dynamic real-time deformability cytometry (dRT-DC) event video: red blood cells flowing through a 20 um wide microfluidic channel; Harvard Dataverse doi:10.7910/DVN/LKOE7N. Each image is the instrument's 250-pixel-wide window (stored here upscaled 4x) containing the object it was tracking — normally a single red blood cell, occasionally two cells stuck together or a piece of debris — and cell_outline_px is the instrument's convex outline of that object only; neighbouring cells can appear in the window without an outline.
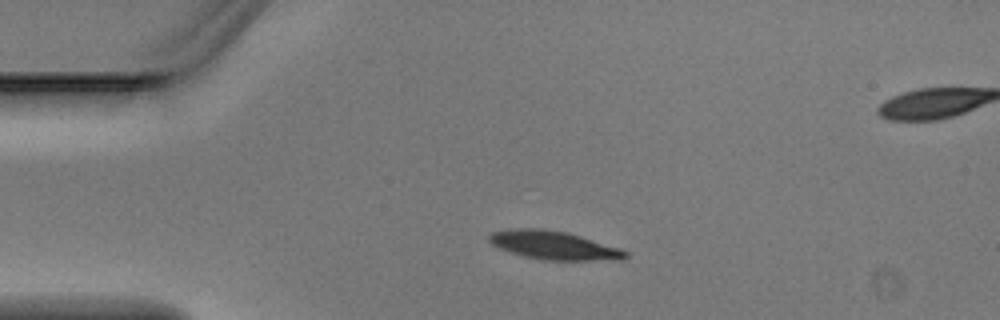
{"species": "Egyptian fruit bat (a non-hibernating species)", "species_latin": "Rousettus aegyptiacus", "temperature_condition": "warm", "stored_images_in_passage": 6, "camera_frame_rate_fps": 3000, "um_per_image_px": 0.085, "animal": {"sex": "male"}, "frame": {"image": 1, "passage_image": 4, "time_ms": 1.0, "image_size_px": [1000, 320], "cell_outline_px": [[628, 256], [624, 260], [540, 260], [524, 256], [500, 248], [492, 244], [488, 240], [488, 236], [492, 232], [516, 228], [540, 228], [568, 232], [620, 248], [628, 252]], "centroid_in_image_um": [47.11, 20.85], "position_along_channel_um": 37.9, "area_um2": 22.66}}
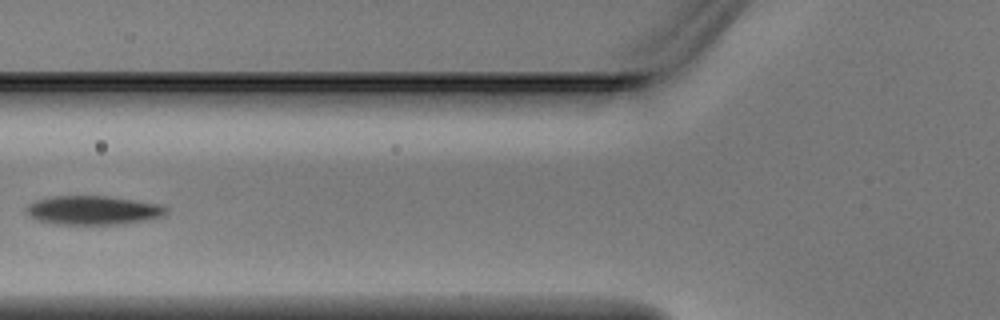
{"frame": {"image": 2, "passage_image": 6, "time_ms": 1.667, "image_size_px": [1000, 320], "cell_outline_px": [[168, 212], [160, 216], [124, 224], [60, 224], [36, 220], [28, 216], [24, 208], [28, 204], [36, 200], [52, 196], [108, 196], [164, 204], [168, 208]], "centroid_in_image_um": [7.9, 17.86], "position_along_channel_um": 117.9, "area_um2": 23.7}}